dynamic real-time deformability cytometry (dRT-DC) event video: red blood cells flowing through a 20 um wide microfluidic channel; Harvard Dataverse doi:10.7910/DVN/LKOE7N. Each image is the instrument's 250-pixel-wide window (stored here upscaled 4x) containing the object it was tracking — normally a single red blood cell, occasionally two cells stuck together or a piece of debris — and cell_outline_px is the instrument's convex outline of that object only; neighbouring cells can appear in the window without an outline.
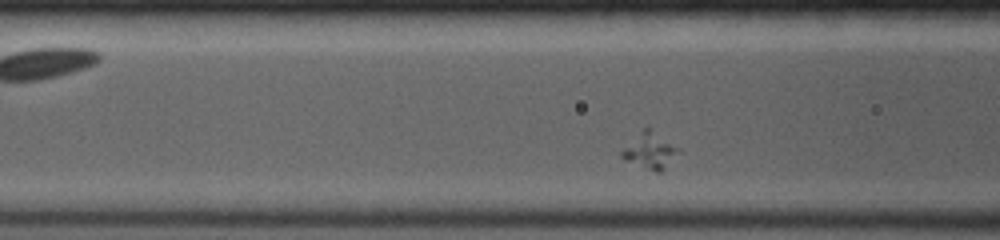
{"species": "common noctule bat (a hibernating species)", "species_latin": "Nyctalus noctula", "temperature_condition": "room temperature", "stored_images_in_passage": 34, "camera_frame_rate_fps": 4000, "um_per_image_px": 0.085, "animal": {"sex": "female", "body_mass_g": 19.0, "forearm_length_mm": 53.3}, "frame": {"image": 1, "passage_image": 6, "time_ms": 1.0, "image_size_px": [1000, 240], "cell_outline_px": [[680, 152], [660, 172], [656, 172], [628, 160], [620, 156], [620, 152], [644, 128], [648, 128], [680, 148]], "centroid_in_image_um": [55.28, 12.81], "position_along_channel_um": 111.3, "area_um2": 11.21}}
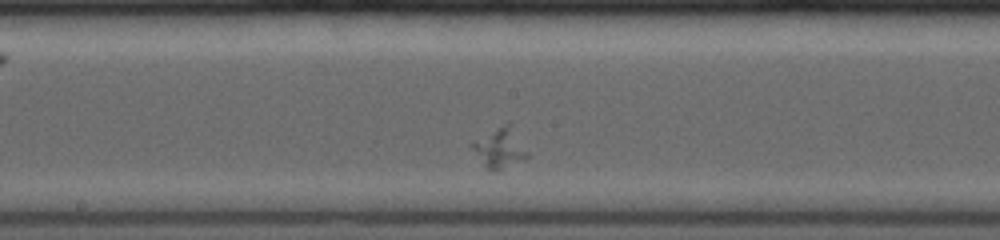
{"frame": {"image": 2, "passage_image": 15, "time_ms": 3.5, "image_size_px": [1000, 240], "cell_outline_px": [[528, 156], [524, 160], [496, 172], [492, 172], [484, 164], [472, 148], [472, 144], [504, 124], [512, 124], [528, 152]], "centroid_in_image_um": [42.57, 12.62], "position_along_channel_um": 205.6, "area_um2": 12.25}}
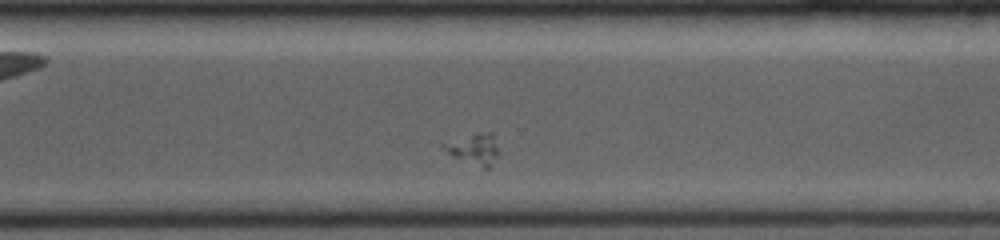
{"frame": {"image": 3, "passage_image": 24, "time_ms": 6.75, "image_size_px": [1000, 240], "cell_outline_px": [[500, 152], [488, 168], [484, 168], [452, 156], [440, 148], [440, 144], [476, 132], [492, 132]], "centroid_in_image_um": [40.28, 12.64], "position_along_channel_um": 330.3, "area_um2": 10.0}}